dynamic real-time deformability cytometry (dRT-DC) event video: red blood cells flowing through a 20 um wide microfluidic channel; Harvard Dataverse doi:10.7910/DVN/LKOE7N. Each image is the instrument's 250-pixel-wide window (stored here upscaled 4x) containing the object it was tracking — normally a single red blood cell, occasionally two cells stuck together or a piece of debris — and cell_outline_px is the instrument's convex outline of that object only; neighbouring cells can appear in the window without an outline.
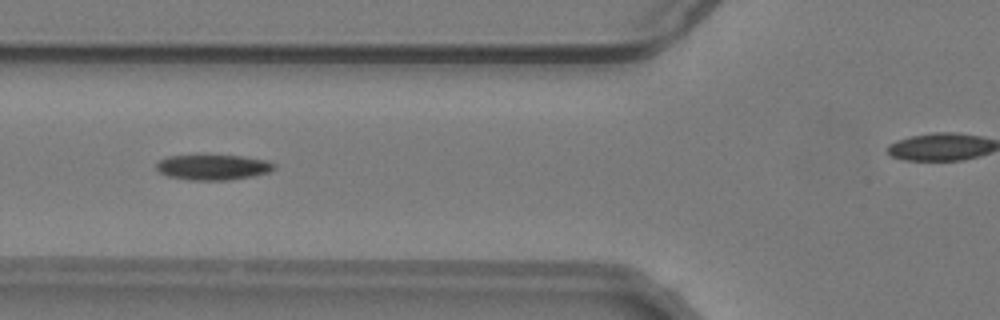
{"species": "common noctule bat (a hibernating species)", "species_latin": "Nyctalus noctula", "temperature_condition": "warm", "stored_images_in_passage": 32, "camera_frame_rate_fps": 3000, "um_per_image_px": 0.085, "animal": {"sex": "male", "body_mass_g": 19.2, "forearm_length_mm": 51.8}, "frame": {"image": 1, "passage_image": 5, "time_ms": 1.333, "image_size_px": [1000, 320], "cell_outline_px": [[276, 168], [268, 172], [252, 176], [228, 180], [188, 180], [168, 176], [160, 172], [156, 168], [156, 164], [160, 160], [168, 156], [240, 156], [268, 160], [276, 164]], "centroid_in_image_um": [18.13, 14.22], "position_along_channel_um": 107.7, "area_um2": 17.22}}
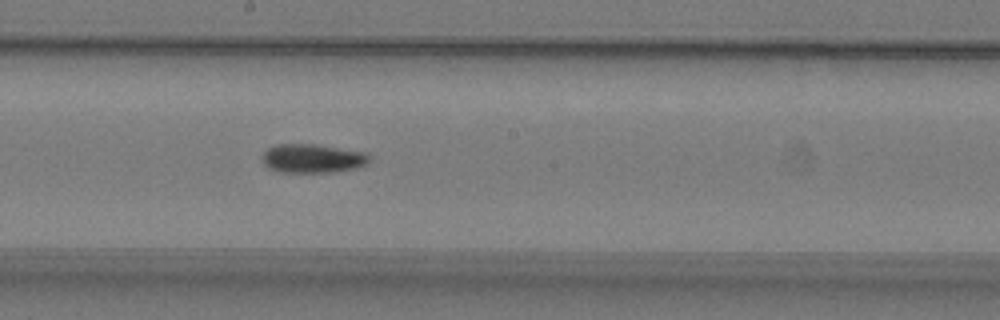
{"frame": {"image": 2, "passage_image": 14, "time_ms": 4.333, "image_size_px": [1000, 320], "cell_outline_px": [[372, 160], [368, 164], [356, 168], [332, 172], [280, 172], [268, 168], [264, 164], [264, 152], [268, 148], [276, 144], [316, 144], [368, 152]], "centroid_in_image_um": [26.64, 13.46], "position_along_channel_um": 221.6, "area_um2": 18.21}}
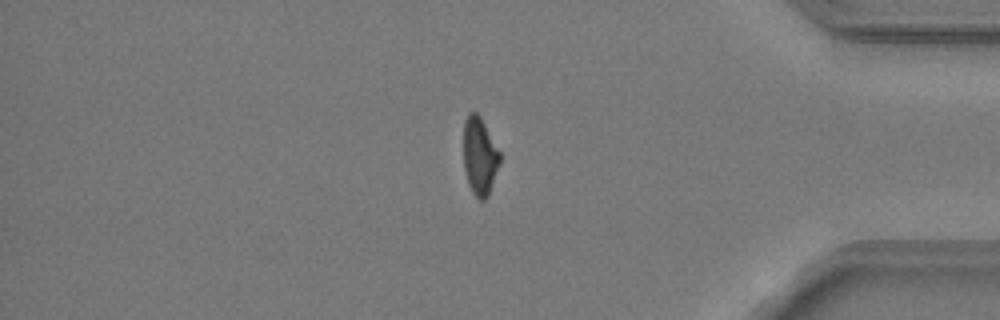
{"frame": {"image": 3, "passage_image": 30, "time_ms": 9.667, "image_size_px": [1000, 320], "cell_outline_px": [[500, 164], [488, 196], [484, 200], [480, 200], [472, 192], [468, 184], [464, 168], [464, 120], [468, 112], [476, 112], [480, 116], [500, 152]], "centroid_in_image_um": [40.77, 13.27], "position_along_channel_um": 394.4, "area_um2": 16.47}, "authors_computed_cell_mechanics": {"area_um2": 17.6579, "velocity_mm_per_s": 3.7878, "shape_relaxation_time_tau1_ms": 8.1588, "shape_relaxation_time_tau2_ms": null, "deformation_change_tau1": 0.1923, "deformation_change_tau2": null}}